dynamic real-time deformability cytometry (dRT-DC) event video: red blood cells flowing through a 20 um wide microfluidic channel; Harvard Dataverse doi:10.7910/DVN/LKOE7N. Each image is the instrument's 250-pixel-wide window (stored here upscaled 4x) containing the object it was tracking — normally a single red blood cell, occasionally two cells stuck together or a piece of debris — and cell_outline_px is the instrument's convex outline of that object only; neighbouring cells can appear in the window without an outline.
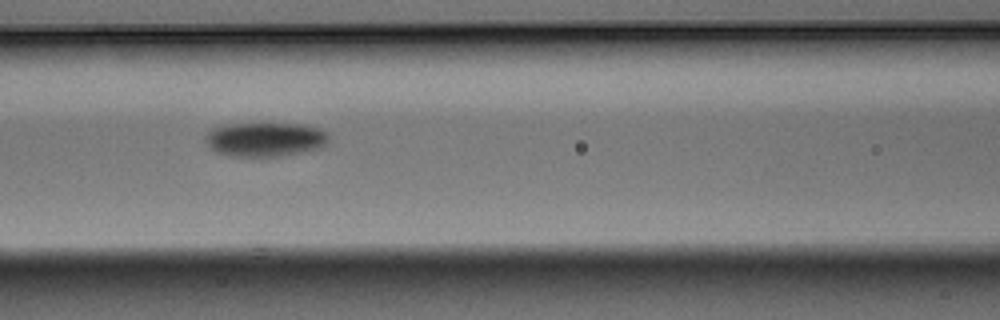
{"species": "Egyptian fruit bat (a non-hibernating species)", "species_latin": "Rousettus aegyptiacus", "temperature_condition": "warm", "stored_images_in_passage": 4, "camera_frame_rate_fps": 3000, "um_per_image_px": 0.085, "animal": {"sex": "male"}, "frame": {"image": 1, "passage_image": 3, "time_ms": 0.667, "image_size_px": [1000, 320], "cell_outline_px": [[328, 140], [320, 148], [280, 156], [228, 156], [216, 152], [204, 140], [204, 136], [212, 128], [224, 124], [304, 124], [316, 128], [324, 132], [328, 136]], "centroid_in_image_um": [22.48, 11.85], "position_along_channel_um": 144.1, "area_um2": 24.33}}
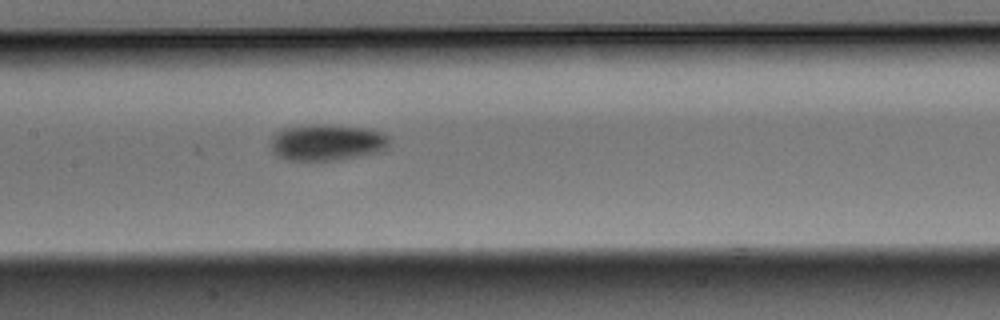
{"frame": {"image": 2, "passage_image": 4, "time_ms": 1.0, "image_size_px": [1000, 320], "cell_outline_px": [[388, 148], [380, 152], [336, 160], [288, 160], [276, 156], [272, 152], [272, 136], [280, 128], [316, 124], [320, 124], [368, 128], [380, 132], [388, 136]], "centroid_in_image_um": [27.77, 12.1], "position_along_channel_um": 179.6, "area_um2": 25.2}}